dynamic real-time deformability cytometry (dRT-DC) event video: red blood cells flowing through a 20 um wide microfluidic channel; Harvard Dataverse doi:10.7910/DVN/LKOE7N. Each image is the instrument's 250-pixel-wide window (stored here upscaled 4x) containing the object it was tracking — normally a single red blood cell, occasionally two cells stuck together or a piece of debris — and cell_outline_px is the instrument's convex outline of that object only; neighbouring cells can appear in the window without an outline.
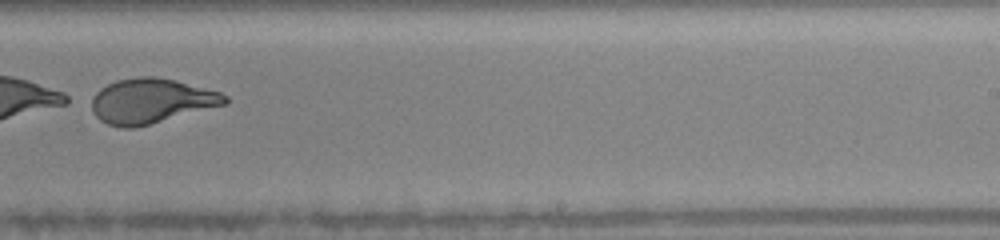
{"species": "human", "species_latin": "Homo sapiens", "temperature_condition": "warm", "stored_images_in_passage": 41, "camera_frame_rate_fps": 3000, "um_per_image_px": 0.085, "donor": {"sex": "female"}, "frame": {"image": 1, "passage_image": 25, "time_ms": 8.667, "image_size_px": [1000, 240], "cell_outline_px": [[228, 104], [132, 128], [120, 128], [108, 124], [100, 120], [92, 112], [92, 96], [100, 88], [116, 80], [136, 76], [156, 76], [176, 80], [220, 92], [228, 96]], "centroid_in_image_um": [12.84, 8.57], "position_along_channel_um": 276.2, "area_um2": 34.91}}